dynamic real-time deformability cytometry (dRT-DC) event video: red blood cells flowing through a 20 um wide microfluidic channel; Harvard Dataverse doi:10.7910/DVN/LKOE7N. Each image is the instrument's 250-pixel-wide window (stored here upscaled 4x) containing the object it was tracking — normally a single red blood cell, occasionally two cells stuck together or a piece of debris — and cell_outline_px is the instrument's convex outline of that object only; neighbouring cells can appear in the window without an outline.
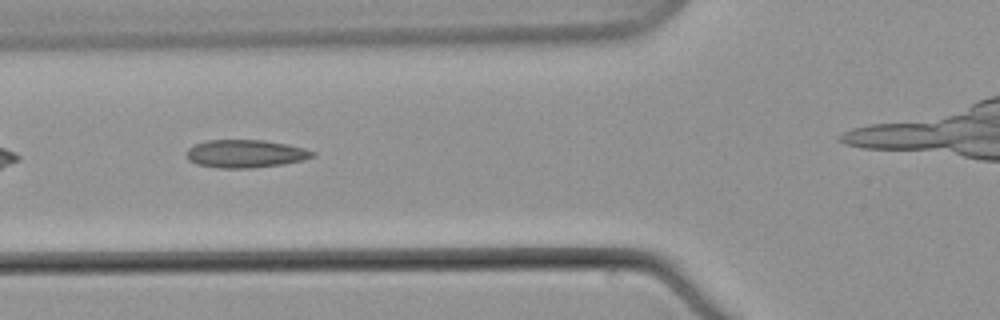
{"species": "common noctule bat (a hibernating species)", "species_latin": "Nyctalus noctula", "temperature_condition": "warm", "stored_images_in_passage": 9, "segment_of_instrument_passage": [1, 2], "camera_frame_rate_fps": 3000, "um_per_image_px": 0.085, "animal": {"sex": "male", "body_mass_g": 21.5, "forearm_length_mm": 52.0}, "frame": {"image": 1, "passage_image": 8, "time_ms": 8.333, "image_size_px": [1000, 320], "cell_outline_px": [[316, 156], [304, 160], [284, 164], [252, 168], [216, 168], [196, 164], [188, 160], [184, 152], [192, 144], [204, 140], [264, 140], [288, 144], [304, 148], [316, 152]], "centroid_in_image_um": [20.83, 13.06], "position_along_channel_um": 105.0, "area_um2": 20.98}}